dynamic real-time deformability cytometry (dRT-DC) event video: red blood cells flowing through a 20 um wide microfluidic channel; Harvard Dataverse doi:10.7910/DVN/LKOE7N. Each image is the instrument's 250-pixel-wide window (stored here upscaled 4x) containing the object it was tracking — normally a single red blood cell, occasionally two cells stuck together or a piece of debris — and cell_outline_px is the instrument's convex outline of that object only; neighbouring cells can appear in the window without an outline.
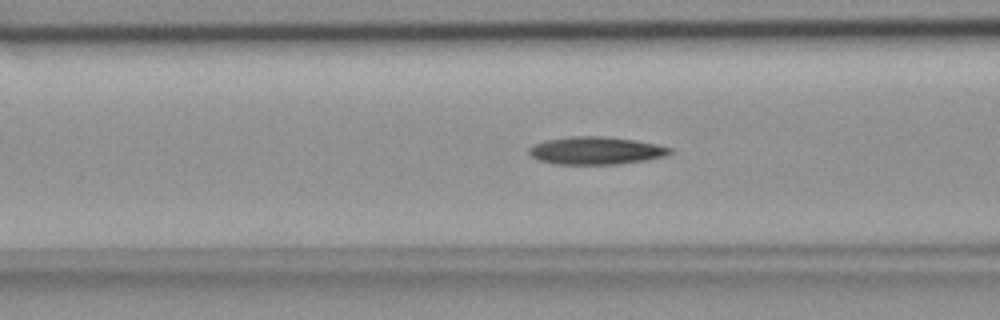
{"species": "common noctule bat (a hibernating species)", "species_latin": "Nyctalus noctula", "temperature_condition": "room temperature", "stored_images_in_passage": 33, "camera_frame_rate_fps": 3000, "um_per_image_px": 0.085, "animal": {"sex": "female", "body_mass_g": 18.4}, "frame": {"image": 1, "passage_image": 11, "time_ms": 3.333, "image_size_px": [1000, 320], "cell_outline_px": [[672, 152], [668, 156], [648, 160], [620, 164], [556, 164], [540, 160], [532, 156], [528, 152], [528, 148], [532, 144], [548, 140], [572, 136], [600, 136], [636, 140], [656, 144], [672, 148]], "centroid_in_image_um": [50.69, 12.8], "position_along_channel_um": 115.9, "area_um2": 22.83}}
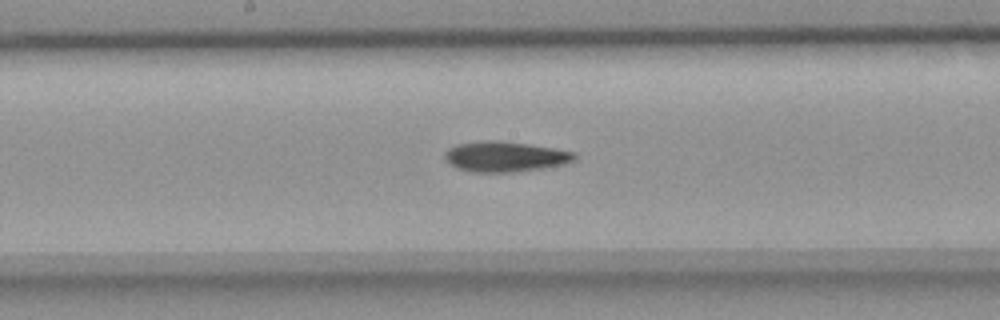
{"frame": {"image": 2, "passage_image": 18, "time_ms": 5.667, "image_size_px": [1000, 320], "cell_outline_px": [[576, 160], [568, 164], [544, 168], [512, 172], [468, 172], [456, 168], [448, 164], [444, 156], [444, 152], [448, 148], [456, 144], [488, 140], [500, 140], [556, 148], [576, 152]], "centroid_in_image_um": [42.94, 13.31], "position_along_channel_um": 205.3, "area_um2": 23.41}}
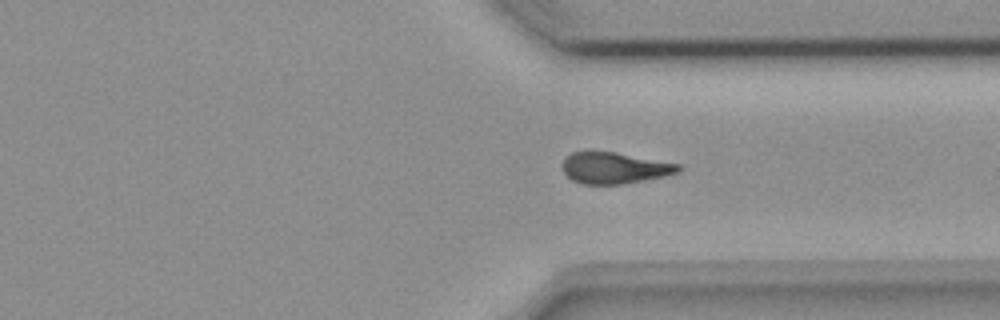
{"frame": {"image": 3, "passage_image": 30, "time_ms": 9.667, "image_size_px": [1000, 320], "cell_outline_px": [[680, 172], [664, 176], [624, 184], [580, 184], [572, 180], [564, 172], [564, 156], [572, 152], [612, 152], [680, 164]], "centroid_in_image_um": [52.22, 14.29], "position_along_channel_um": 359.2, "area_um2": 20.87}}